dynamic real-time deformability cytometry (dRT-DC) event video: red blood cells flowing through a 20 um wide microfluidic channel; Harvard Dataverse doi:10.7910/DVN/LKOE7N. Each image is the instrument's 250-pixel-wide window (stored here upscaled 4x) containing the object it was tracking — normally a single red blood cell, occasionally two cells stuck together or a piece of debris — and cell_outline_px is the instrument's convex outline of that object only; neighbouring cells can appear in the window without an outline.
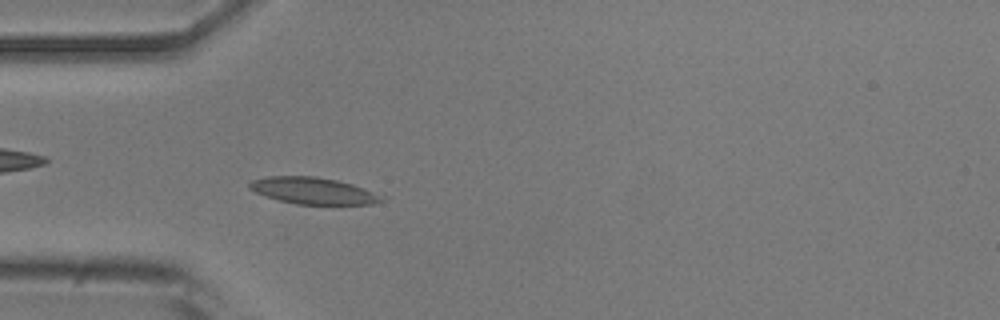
{"species": "common noctule bat (a hibernating species)", "species_latin": "Nyctalus noctula", "temperature_condition": "room temperature", "stored_images_in_passage": 53, "camera_frame_rate_fps": 3000, "um_per_image_px": 0.085, "animal": {"sex": "male", "body_mass_g": 20.5, "forearm_length_mm": 52.5}, "frame": {"image": 1, "passage_image": 15, "time_ms": 4.667, "image_size_px": [1000, 320], "cell_outline_px": [[388, 196], [384, 200], [372, 204], [296, 204], [264, 196], [248, 188], [248, 184], [252, 180], [268, 176], [316, 176], [336, 180], [352, 184]], "centroid_in_image_um": [26.66, 16.21], "position_along_channel_um": 58.3, "area_um2": 20.63}}
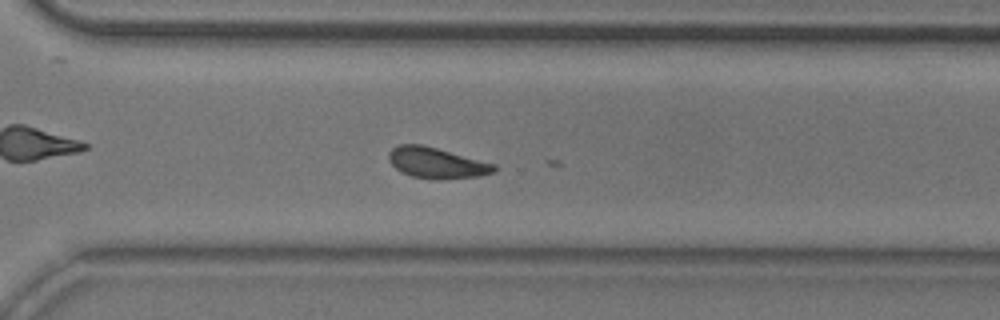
{"frame": {"image": 2, "passage_image": 37, "time_ms": 12.0, "image_size_px": [1000, 320], "cell_outline_px": [[496, 172], [480, 176], [444, 180], [412, 176], [400, 172], [388, 160], [388, 152], [392, 148], [400, 144], [420, 144], [436, 148], [496, 164]], "centroid_in_image_um": [37.12, 13.85], "position_along_channel_um": 333.5, "area_um2": 18.96}}
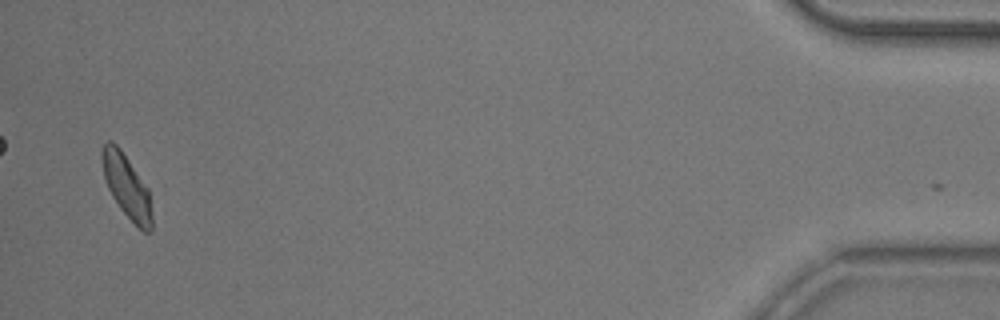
{"frame": {"image": 3, "passage_image": 51, "time_ms": 16.667, "image_size_px": [1000, 320], "cell_outline_px": [[152, 232], [144, 232], [120, 208], [112, 196], [108, 188], [104, 176], [100, 160], [100, 152], [104, 144], [108, 140], [112, 140], [120, 148], [148, 188], [152, 216]], "centroid_in_image_um": [10.74, 15.8], "position_along_channel_um": 424.5, "area_um2": 18.32}}